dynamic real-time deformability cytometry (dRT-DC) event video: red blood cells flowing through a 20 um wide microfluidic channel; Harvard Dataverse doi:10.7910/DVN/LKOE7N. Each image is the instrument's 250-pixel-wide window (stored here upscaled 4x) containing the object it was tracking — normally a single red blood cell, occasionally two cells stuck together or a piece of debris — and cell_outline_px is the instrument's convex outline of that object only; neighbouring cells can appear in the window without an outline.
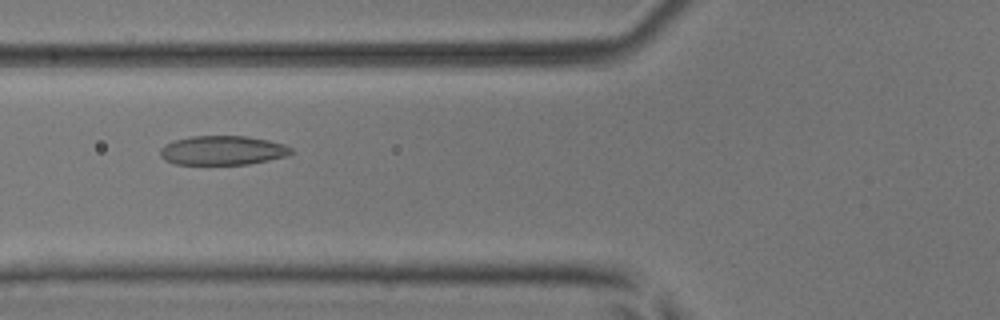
{"species": "common noctule bat (a hibernating species)", "species_latin": "Nyctalus noctula", "temperature_condition": "room temperature", "stored_images_in_passage": 36, "camera_frame_rate_fps": 3000, "um_per_image_px": 0.085, "animal": {"sex": "male", "body_mass_g": 17.9, "forearm_length_mm": 54.2}, "frame": {"image": 1, "passage_image": 11, "time_ms": 3.333, "image_size_px": [1000, 320], "cell_outline_px": [[296, 152], [288, 156], [248, 164], [176, 164], [164, 160], [160, 156], [160, 148], [164, 144], [172, 140], [192, 136], [248, 136], [268, 140], [284, 144], [292, 148]], "centroid_in_image_um": [18.93, 12.78], "position_along_channel_um": 106.9, "area_um2": 22.54}}
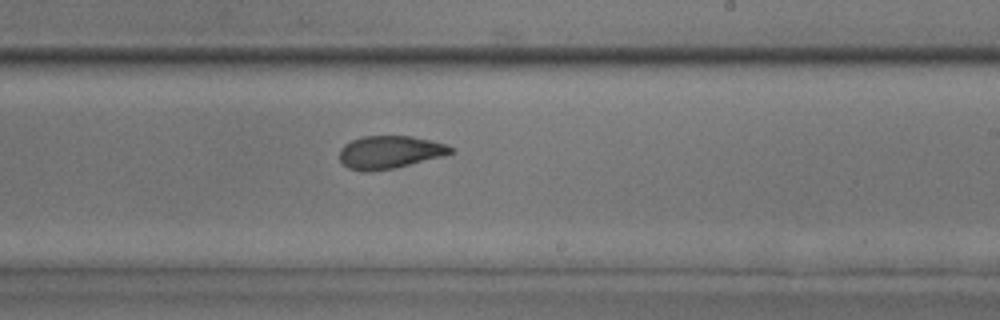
{"frame": {"image": 2, "passage_image": 22, "time_ms": 7.0, "image_size_px": [1000, 320], "cell_outline_px": [[456, 152], [444, 156], [392, 168], [372, 172], [360, 172], [348, 168], [340, 160], [340, 148], [344, 144], [352, 140], [364, 136], [412, 136], [432, 140], [448, 144], [456, 148]], "centroid_in_image_um": [33.17, 12.93], "position_along_channel_um": 255.8, "area_um2": 21.56}}
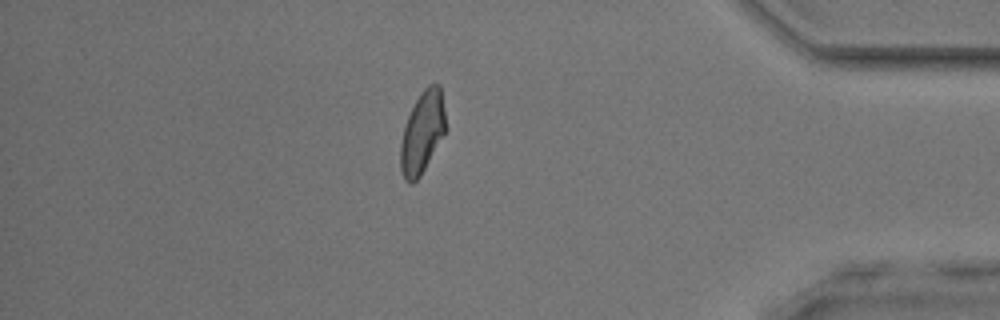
{"frame": {"image": 3, "passage_image": 35, "time_ms": 11.333, "image_size_px": [1000, 320], "cell_outline_px": [[448, 128], [420, 176], [412, 184], [408, 184], [404, 180], [400, 168], [400, 144], [404, 124], [416, 100], [424, 88], [428, 84], [440, 84]], "centroid_in_image_um": [35.91, 11.26], "position_along_channel_um": 399.3, "area_um2": 21.85}}